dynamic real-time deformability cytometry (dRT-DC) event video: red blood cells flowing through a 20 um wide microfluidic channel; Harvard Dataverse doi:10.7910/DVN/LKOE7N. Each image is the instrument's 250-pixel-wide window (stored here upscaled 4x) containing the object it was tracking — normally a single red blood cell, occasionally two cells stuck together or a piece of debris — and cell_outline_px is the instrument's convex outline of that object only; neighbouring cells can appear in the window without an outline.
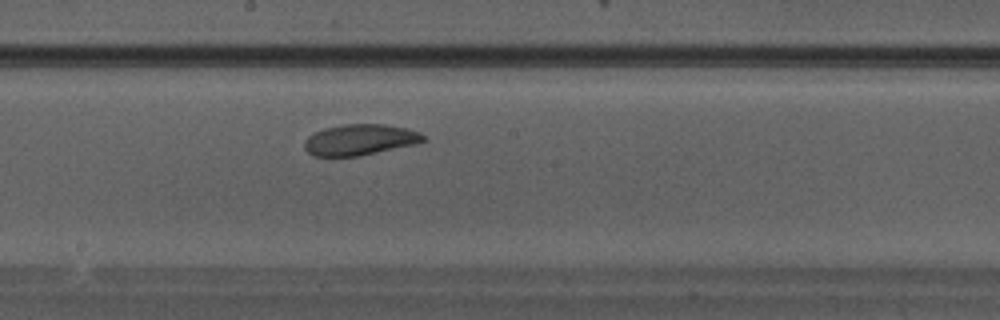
{"species": "Egyptian fruit bat (a non-hibernating species)", "species_latin": "Rousettus aegyptiacus", "temperature_condition": "warm", "stored_images_in_passage": 23, "camera_frame_rate_fps": 3000, "um_per_image_px": 0.085, "animal": {"sex": "male"}, "frame": {"image": 1, "passage_image": 10, "time_ms": 3.0, "image_size_px": [1000, 320], "cell_outline_px": [[428, 140], [416, 144], [360, 156], [312, 156], [304, 148], [304, 140], [308, 136], [324, 128], [344, 124], [384, 124], [404, 128], [420, 132]], "centroid_in_image_um": [30.59, 11.88], "position_along_channel_um": 217.6, "area_um2": 21.5}}